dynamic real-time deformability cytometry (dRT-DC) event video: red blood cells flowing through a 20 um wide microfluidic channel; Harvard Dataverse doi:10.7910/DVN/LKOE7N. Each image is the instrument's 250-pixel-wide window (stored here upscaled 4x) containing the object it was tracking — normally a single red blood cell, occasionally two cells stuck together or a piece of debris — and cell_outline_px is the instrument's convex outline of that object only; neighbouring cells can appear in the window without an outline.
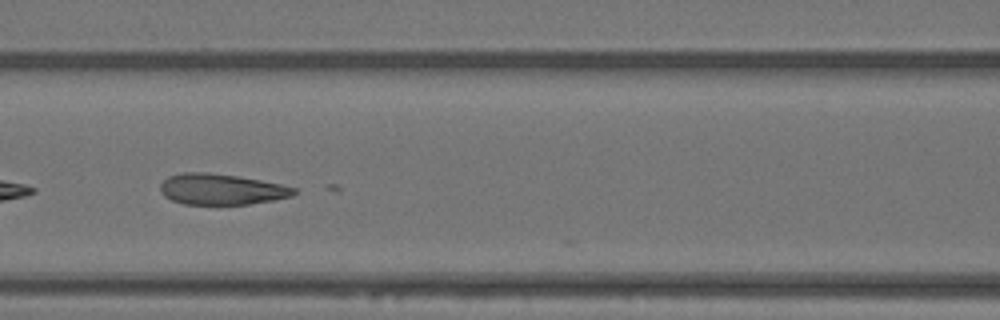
{"species": "Egyptian fruit bat (a non-hibernating species)", "species_latin": "Rousettus aegyptiacus", "temperature_condition": "warm", "stored_images_in_passage": 17, "camera_frame_rate_fps": 3000, "um_per_image_px": 0.085, "animal": {"sex": "female"}, "frame": {"image": 1, "passage_image": 8, "time_ms": 2.333, "image_size_px": [1000, 320], "cell_outline_px": [[296, 192], [292, 196], [272, 200], [248, 204], [184, 204], [172, 200], [164, 196], [160, 192], [160, 184], [168, 176], [184, 172], [208, 172], [236, 176], [260, 180], [280, 184], [296, 188]], "centroid_in_image_um": [18.78, 16.08], "position_along_channel_um": 147.8, "area_um2": 23.93}}
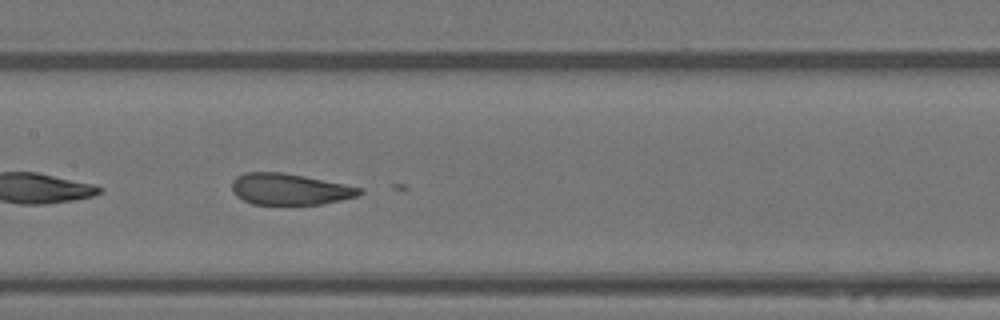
{"frame": {"image": 2, "passage_image": 11, "time_ms": 3.333, "image_size_px": [1000, 320], "cell_outline_px": [[364, 192], [360, 196], [320, 204], [252, 204], [236, 196], [232, 188], [232, 180], [236, 176], [244, 172], [284, 172], [364, 188]], "centroid_in_image_um": [24.64, 16.07], "position_along_channel_um": 182.8, "area_um2": 23.35}}
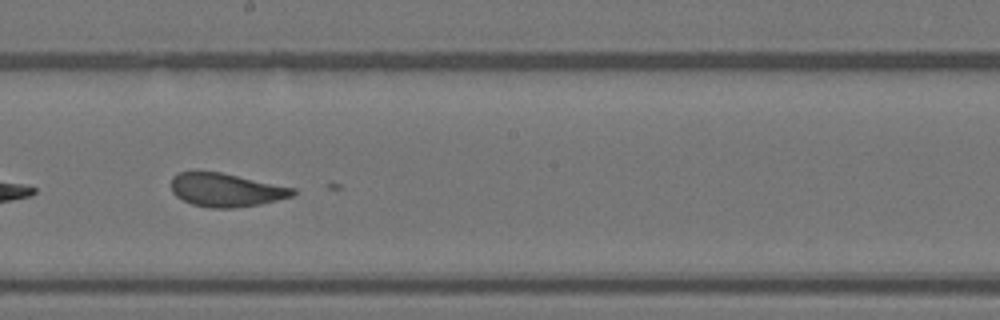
{"frame": {"image": 3, "passage_image": 15, "time_ms": 4.667, "image_size_px": [1000, 320], "cell_outline_px": [[296, 192], [292, 196], [260, 204], [232, 208], [212, 208], [192, 204], [176, 196], [172, 192], [172, 176], [180, 172], [220, 172], [296, 188]], "centroid_in_image_um": [19.22, 16.15], "position_along_channel_um": 229.0, "area_um2": 23.47}}